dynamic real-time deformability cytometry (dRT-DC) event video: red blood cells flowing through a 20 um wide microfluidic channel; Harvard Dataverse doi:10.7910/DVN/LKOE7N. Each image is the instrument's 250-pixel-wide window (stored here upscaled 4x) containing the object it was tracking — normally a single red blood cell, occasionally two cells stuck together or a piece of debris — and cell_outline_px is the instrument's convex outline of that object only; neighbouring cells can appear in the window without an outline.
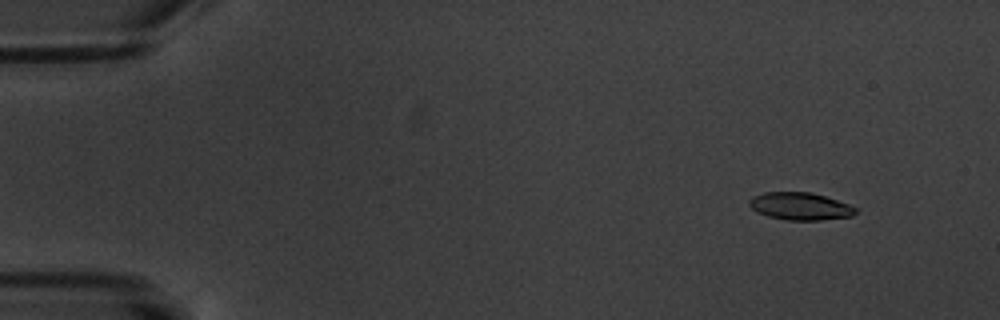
{"species": "common noctule bat (a hibernating species)", "species_latin": "Nyctalus noctula", "temperature_condition": "warm", "stored_images_in_passage": 5, "camera_frame_rate_fps": 3000, "um_per_image_px": 0.085, "animal": {"sex": "male", "body_mass_g": 20.1, "forearm_length_mm": 53.5}, "frame": {"image": 1, "passage_image": 2, "time_ms": 1.333, "image_size_px": [1000, 320], "cell_outline_px": [[856, 212], [852, 216], [820, 220], [784, 220], [768, 216], [752, 208], [748, 204], [748, 200], [752, 196], [764, 192], [812, 192], [848, 204], [856, 208]], "centroid_in_image_um": [67.99, 17.52], "position_along_channel_um": 17.0, "area_um2": 16.94}}